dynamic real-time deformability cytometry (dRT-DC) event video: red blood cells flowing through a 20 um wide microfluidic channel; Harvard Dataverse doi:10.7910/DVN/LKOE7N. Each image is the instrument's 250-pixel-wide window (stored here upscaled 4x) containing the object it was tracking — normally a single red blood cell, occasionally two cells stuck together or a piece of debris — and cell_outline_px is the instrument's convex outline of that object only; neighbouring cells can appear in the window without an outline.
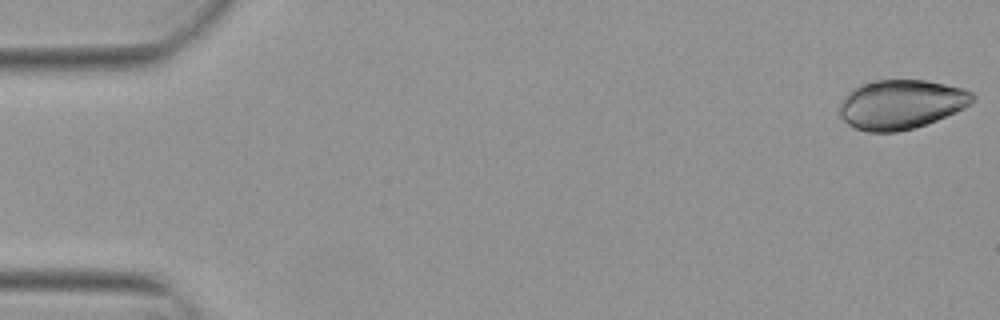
{"species": "Egyptian fruit bat (a non-hibernating species)", "species_latin": "Rousettus aegyptiacus", "temperature_condition": "warm", "stored_images_in_passage": 53, "camera_frame_rate_fps": 3000, "um_per_image_px": 0.085, "animal": {"sex": "female"}, "frame": {"image": 1, "passage_image": 1, "time_ms": 0.0, "image_size_px": [1000, 320], "cell_outline_px": [[976, 100], [964, 108], [956, 112], [916, 128], [896, 132], [868, 132], [856, 128], [848, 124], [840, 116], [836, 108], [848, 92], [852, 88], [860, 84], [876, 80], [928, 80], [964, 88], [972, 92], [976, 96]], "centroid_in_image_um": [76.59, 8.87], "position_along_channel_um": 8.4, "area_um2": 38.73}}